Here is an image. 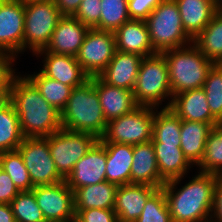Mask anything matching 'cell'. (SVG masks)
<instances>
[{
  "label": "cell",
  "mask_w": 222,
  "mask_h": 222,
  "mask_svg": "<svg viewBox=\"0 0 222 222\" xmlns=\"http://www.w3.org/2000/svg\"><path fill=\"white\" fill-rule=\"evenodd\" d=\"M178 189L183 178L167 181L165 192L172 222H211L218 175L199 171Z\"/></svg>",
  "instance_id": "obj_1"
},
{
  "label": "cell",
  "mask_w": 222,
  "mask_h": 222,
  "mask_svg": "<svg viewBox=\"0 0 222 222\" xmlns=\"http://www.w3.org/2000/svg\"><path fill=\"white\" fill-rule=\"evenodd\" d=\"M11 102L19 117L21 131L27 137H48L62 128L61 112L50 105L25 76L11 81Z\"/></svg>",
  "instance_id": "obj_2"
},
{
  "label": "cell",
  "mask_w": 222,
  "mask_h": 222,
  "mask_svg": "<svg viewBox=\"0 0 222 222\" xmlns=\"http://www.w3.org/2000/svg\"><path fill=\"white\" fill-rule=\"evenodd\" d=\"M61 125L67 130L92 134L97 139L104 135L107 121L94 88V77L72 89L61 111Z\"/></svg>",
  "instance_id": "obj_3"
},
{
  "label": "cell",
  "mask_w": 222,
  "mask_h": 222,
  "mask_svg": "<svg viewBox=\"0 0 222 222\" xmlns=\"http://www.w3.org/2000/svg\"><path fill=\"white\" fill-rule=\"evenodd\" d=\"M161 54L167 63L173 96L186 90L203 88L214 63L193 42Z\"/></svg>",
  "instance_id": "obj_4"
},
{
  "label": "cell",
  "mask_w": 222,
  "mask_h": 222,
  "mask_svg": "<svg viewBox=\"0 0 222 222\" xmlns=\"http://www.w3.org/2000/svg\"><path fill=\"white\" fill-rule=\"evenodd\" d=\"M135 102L140 106L159 109V105L168 100V108L173 100L166 60L161 53L143 57L133 88ZM165 100V101H164ZM163 101V102H162Z\"/></svg>",
  "instance_id": "obj_5"
},
{
  "label": "cell",
  "mask_w": 222,
  "mask_h": 222,
  "mask_svg": "<svg viewBox=\"0 0 222 222\" xmlns=\"http://www.w3.org/2000/svg\"><path fill=\"white\" fill-rule=\"evenodd\" d=\"M152 47L156 53L191 44L184 31L175 0H163L145 20Z\"/></svg>",
  "instance_id": "obj_6"
},
{
  "label": "cell",
  "mask_w": 222,
  "mask_h": 222,
  "mask_svg": "<svg viewBox=\"0 0 222 222\" xmlns=\"http://www.w3.org/2000/svg\"><path fill=\"white\" fill-rule=\"evenodd\" d=\"M24 13L23 51L27 48L35 55L48 46L63 16L54 0H24Z\"/></svg>",
  "instance_id": "obj_7"
},
{
  "label": "cell",
  "mask_w": 222,
  "mask_h": 222,
  "mask_svg": "<svg viewBox=\"0 0 222 222\" xmlns=\"http://www.w3.org/2000/svg\"><path fill=\"white\" fill-rule=\"evenodd\" d=\"M155 109L139 105L130 113L108 121L104 135L98 140L130 145L151 141Z\"/></svg>",
  "instance_id": "obj_8"
},
{
  "label": "cell",
  "mask_w": 222,
  "mask_h": 222,
  "mask_svg": "<svg viewBox=\"0 0 222 222\" xmlns=\"http://www.w3.org/2000/svg\"><path fill=\"white\" fill-rule=\"evenodd\" d=\"M98 139L89 133L61 128L48 136L51 157L58 173L66 179L75 164L86 155Z\"/></svg>",
  "instance_id": "obj_9"
},
{
  "label": "cell",
  "mask_w": 222,
  "mask_h": 222,
  "mask_svg": "<svg viewBox=\"0 0 222 222\" xmlns=\"http://www.w3.org/2000/svg\"><path fill=\"white\" fill-rule=\"evenodd\" d=\"M33 186L53 185L65 179L58 173L50 154L48 137L24 138L17 148Z\"/></svg>",
  "instance_id": "obj_10"
},
{
  "label": "cell",
  "mask_w": 222,
  "mask_h": 222,
  "mask_svg": "<svg viewBox=\"0 0 222 222\" xmlns=\"http://www.w3.org/2000/svg\"><path fill=\"white\" fill-rule=\"evenodd\" d=\"M116 52L115 34L112 31L90 28L76 56L83 71L98 76L109 64Z\"/></svg>",
  "instance_id": "obj_11"
},
{
  "label": "cell",
  "mask_w": 222,
  "mask_h": 222,
  "mask_svg": "<svg viewBox=\"0 0 222 222\" xmlns=\"http://www.w3.org/2000/svg\"><path fill=\"white\" fill-rule=\"evenodd\" d=\"M31 190L45 220L75 221L74 193L65 180L53 185L35 186Z\"/></svg>",
  "instance_id": "obj_12"
},
{
  "label": "cell",
  "mask_w": 222,
  "mask_h": 222,
  "mask_svg": "<svg viewBox=\"0 0 222 222\" xmlns=\"http://www.w3.org/2000/svg\"><path fill=\"white\" fill-rule=\"evenodd\" d=\"M24 0H0V52H23Z\"/></svg>",
  "instance_id": "obj_13"
},
{
  "label": "cell",
  "mask_w": 222,
  "mask_h": 222,
  "mask_svg": "<svg viewBox=\"0 0 222 222\" xmlns=\"http://www.w3.org/2000/svg\"><path fill=\"white\" fill-rule=\"evenodd\" d=\"M106 149L97 140L74 166L65 179L67 185L74 191L83 186L94 185L106 181Z\"/></svg>",
  "instance_id": "obj_14"
},
{
  "label": "cell",
  "mask_w": 222,
  "mask_h": 222,
  "mask_svg": "<svg viewBox=\"0 0 222 222\" xmlns=\"http://www.w3.org/2000/svg\"><path fill=\"white\" fill-rule=\"evenodd\" d=\"M37 55L44 57L43 67L39 71L49 78L72 88L82 85L89 79L74 56L55 54L45 49L37 52L35 56Z\"/></svg>",
  "instance_id": "obj_15"
},
{
  "label": "cell",
  "mask_w": 222,
  "mask_h": 222,
  "mask_svg": "<svg viewBox=\"0 0 222 222\" xmlns=\"http://www.w3.org/2000/svg\"><path fill=\"white\" fill-rule=\"evenodd\" d=\"M160 188L145 184L117 186L114 211L118 222H135L147 200Z\"/></svg>",
  "instance_id": "obj_16"
},
{
  "label": "cell",
  "mask_w": 222,
  "mask_h": 222,
  "mask_svg": "<svg viewBox=\"0 0 222 222\" xmlns=\"http://www.w3.org/2000/svg\"><path fill=\"white\" fill-rule=\"evenodd\" d=\"M90 28L71 16H63L45 48L47 52L76 57Z\"/></svg>",
  "instance_id": "obj_17"
},
{
  "label": "cell",
  "mask_w": 222,
  "mask_h": 222,
  "mask_svg": "<svg viewBox=\"0 0 222 222\" xmlns=\"http://www.w3.org/2000/svg\"><path fill=\"white\" fill-rule=\"evenodd\" d=\"M181 120L218 125L219 121L211 114L203 88L190 89L173 96L169 107Z\"/></svg>",
  "instance_id": "obj_18"
},
{
  "label": "cell",
  "mask_w": 222,
  "mask_h": 222,
  "mask_svg": "<svg viewBox=\"0 0 222 222\" xmlns=\"http://www.w3.org/2000/svg\"><path fill=\"white\" fill-rule=\"evenodd\" d=\"M142 56L116 50L106 68L98 75L105 83L133 90Z\"/></svg>",
  "instance_id": "obj_19"
},
{
  "label": "cell",
  "mask_w": 222,
  "mask_h": 222,
  "mask_svg": "<svg viewBox=\"0 0 222 222\" xmlns=\"http://www.w3.org/2000/svg\"><path fill=\"white\" fill-rule=\"evenodd\" d=\"M94 88L107 122L130 113L139 106L135 102L133 91L109 85L99 76H94Z\"/></svg>",
  "instance_id": "obj_20"
},
{
  "label": "cell",
  "mask_w": 222,
  "mask_h": 222,
  "mask_svg": "<svg viewBox=\"0 0 222 222\" xmlns=\"http://www.w3.org/2000/svg\"><path fill=\"white\" fill-rule=\"evenodd\" d=\"M165 183L160 176L152 141L133 145L130 184H145L161 188Z\"/></svg>",
  "instance_id": "obj_21"
},
{
  "label": "cell",
  "mask_w": 222,
  "mask_h": 222,
  "mask_svg": "<svg viewBox=\"0 0 222 222\" xmlns=\"http://www.w3.org/2000/svg\"><path fill=\"white\" fill-rule=\"evenodd\" d=\"M116 50L147 57L156 54L143 20H129L115 32Z\"/></svg>",
  "instance_id": "obj_22"
},
{
  "label": "cell",
  "mask_w": 222,
  "mask_h": 222,
  "mask_svg": "<svg viewBox=\"0 0 222 222\" xmlns=\"http://www.w3.org/2000/svg\"><path fill=\"white\" fill-rule=\"evenodd\" d=\"M186 34L193 40L218 11L213 0H175Z\"/></svg>",
  "instance_id": "obj_23"
},
{
  "label": "cell",
  "mask_w": 222,
  "mask_h": 222,
  "mask_svg": "<svg viewBox=\"0 0 222 222\" xmlns=\"http://www.w3.org/2000/svg\"><path fill=\"white\" fill-rule=\"evenodd\" d=\"M106 149V181L117 186L130 184L133 145L102 143Z\"/></svg>",
  "instance_id": "obj_24"
},
{
  "label": "cell",
  "mask_w": 222,
  "mask_h": 222,
  "mask_svg": "<svg viewBox=\"0 0 222 222\" xmlns=\"http://www.w3.org/2000/svg\"><path fill=\"white\" fill-rule=\"evenodd\" d=\"M212 129L213 126L208 123L181 121L180 148L193 166H198L203 159L206 140Z\"/></svg>",
  "instance_id": "obj_25"
},
{
  "label": "cell",
  "mask_w": 222,
  "mask_h": 222,
  "mask_svg": "<svg viewBox=\"0 0 222 222\" xmlns=\"http://www.w3.org/2000/svg\"><path fill=\"white\" fill-rule=\"evenodd\" d=\"M116 192L117 185L108 181L77 188L73 191L75 210L114 209Z\"/></svg>",
  "instance_id": "obj_26"
},
{
  "label": "cell",
  "mask_w": 222,
  "mask_h": 222,
  "mask_svg": "<svg viewBox=\"0 0 222 222\" xmlns=\"http://www.w3.org/2000/svg\"><path fill=\"white\" fill-rule=\"evenodd\" d=\"M152 144L155 149L160 176L165 182L183 178L193 166L180 147L162 143Z\"/></svg>",
  "instance_id": "obj_27"
},
{
  "label": "cell",
  "mask_w": 222,
  "mask_h": 222,
  "mask_svg": "<svg viewBox=\"0 0 222 222\" xmlns=\"http://www.w3.org/2000/svg\"><path fill=\"white\" fill-rule=\"evenodd\" d=\"M197 48L214 64L222 60V10H218L207 26L193 39Z\"/></svg>",
  "instance_id": "obj_28"
},
{
  "label": "cell",
  "mask_w": 222,
  "mask_h": 222,
  "mask_svg": "<svg viewBox=\"0 0 222 222\" xmlns=\"http://www.w3.org/2000/svg\"><path fill=\"white\" fill-rule=\"evenodd\" d=\"M181 119L168 107L155 110L152 143L181 145Z\"/></svg>",
  "instance_id": "obj_29"
},
{
  "label": "cell",
  "mask_w": 222,
  "mask_h": 222,
  "mask_svg": "<svg viewBox=\"0 0 222 222\" xmlns=\"http://www.w3.org/2000/svg\"><path fill=\"white\" fill-rule=\"evenodd\" d=\"M40 91L43 98L58 111H62L69 100L72 87L43 75L40 71L25 75Z\"/></svg>",
  "instance_id": "obj_30"
},
{
  "label": "cell",
  "mask_w": 222,
  "mask_h": 222,
  "mask_svg": "<svg viewBox=\"0 0 222 222\" xmlns=\"http://www.w3.org/2000/svg\"><path fill=\"white\" fill-rule=\"evenodd\" d=\"M24 138L16 109L10 102L0 110V153L17 150Z\"/></svg>",
  "instance_id": "obj_31"
},
{
  "label": "cell",
  "mask_w": 222,
  "mask_h": 222,
  "mask_svg": "<svg viewBox=\"0 0 222 222\" xmlns=\"http://www.w3.org/2000/svg\"><path fill=\"white\" fill-rule=\"evenodd\" d=\"M201 172L222 175V125L213 126L209 132L203 159L197 166Z\"/></svg>",
  "instance_id": "obj_32"
},
{
  "label": "cell",
  "mask_w": 222,
  "mask_h": 222,
  "mask_svg": "<svg viewBox=\"0 0 222 222\" xmlns=\"http://www.w3.org/2000/svg\"><path fill=\"white\" fill-rule=\"evenodd\" d=\"M129 20L128 0H101L100 21L94 28L115 32Z\"/></svg>",
  "instance_id": "obj_33"
},
{
  "label": "cell",
  "mask_w": 222,
  "mask_h": 222,
  "mask_svg": "<svg viewBox=\"0 0 222 222\" xmlns=\"http://www.w3.org/2000/svg\"><path fill=\"white\" fill-rule=\"evenodd\" d=\"M0 168L11 177L19 191H30L34 187L18 150L0 153Z\"/></svg>",
  "instance_id": "obj_34"
},
{
  "label": "cell",
  "mask_w": 222,
  "mask_h": 222,
  "mask_svg": "<svg viewBox=\"0 0 222 222\" xmlns=\"http://www.w3.org/2000/svg\"><path fill=\"white\" fill-rule=\"evenodd\" d=\"M10 206L16 222H42L45 220L32 190L20 191Z\"/></svg>",
  "instance_id": "obj_35"
},
{
  "label": "cell",
  "mask_w": 222,
  "mask_h": 222,
  "mask_svg": "<svg viewBox=\"0 0 222 222\" xmlns=\"http://www.w3.org/2000/svg\"><path fill=\"white\" fill-rule=\"evenodd\" d=\"M203 89L211 114L220 121L222 119V67L219 64H213L208 71Z\"/></svg>",
  "instance_id": "obj_36"
},
{
  "label": "cell",
  "mask_w": 222,
  "mask_h": 222,
  "mask_svg": "<svg viewBox=\"0 0 222 222\" xmlns=\"http://www.w3.org/2000/svg\"><path fill=\"white\" fill-rule=\"evenodd\" d=\"M135 222H172L162 188L147 200L140 217Z\"/></svg>",
  "instance_id": "obj_37"
},
{
  "label": "cell",
  "mask_w": 222,
  "mask_h": 222,
  "mask_svg": "<svg viewBox=\"0 0 222 222\" xmlns=\"http://www.w3.org/2000/svg\"><path fill=\"white\" fill-rule=\"evenodd\" d=\"M101 0H82L73 16L89 28H94L100 21Z\"/></svg>",
  "instance_id": "obj_38"
},
{
  "label": "cell",
  "mask_w": 222,
  "mask_h": 222,
  "mask_svg": "<svg viewBox=\"0 0 222 222\" xmlns=\"http://www.w3.org/2000/svg\"><path fill=\"white\" fill-rule=\"evenodd\" d=\"M75 222H118L113 209L75 210Z\"/></svg>",
  "instance_id": "obj_39"
},
{
  "label": "cell",
  "mask_w": 222,
  "mask_h": 222,
  "mask_svg": "<svg viewBox=\"0 0 222 222\" xmlns=\"http://www.w3.org/2000/svg\"><path fill=\"white\" fill-rule=\"evenodd\" d=\"M163 0H128V13L131 20L145 21L149 14Z\"/></svg>",
  "instance_id": "obj_40"
},
{
  "label": "cell",
  "mask_w": 222,
  "mask_h": 222,
  "mask_svg": "<svg viewBox=\"0 0 222 222\" xmlns=\"http://www.w3.org/2000/svg\"><path fill=\"white\" fill-rule=\"evenodd\" d=\"M16 58L9 53L0 52V91L4 89H11V81L16 75L15 68L12 66Z\"/></svg>",
  "instance_id": "obj_41"
},
{
  "label": "cell",
  "mask_w": 222,
  "mask_h": 222,
  "mask_svg": "<svg viewBox=\"0 0 222 222\" xmlns=\"http://www.w3.org/2000/svg\"><path fill=\"white\" fill-rule=\"evenodd\" d=\"M19 192L11 177L0 168V204H10Z\"/></svg>",
  "instance_id": "obj_42"
},
{
  "label": "cell",
  "mask_w": 222,
  "mask_h": 222,
  "mask_svg": "<svg viewBox=\"0 0 222 222\" xmlns=\"http://www.w3.org/2000/svg\"><path fill=\"white\" fill-rule=\"evenodd\" d=\"M211 222H222V175H218L215 185Z\"/></svg>",
  "instance_id": "obj_43"
},
{
  "label": "cell",
  "mask_w": 222,
  "mask_h": 222,
  "mask_svg": "<svg viewBox=\"0 0 222 222\" xmlns=\"http://www.w3.org/2000/svg\"><path fill=\"white\" fill-rule=\"evenodd\" d=\"M57 9L60 11L62 16L73 17L82 0H54Z\"/></svg>",
  "instance_id": "obj_44"
},
{
  "label": "cell",
  "mask_w": 222,
  "mask_h": 222,
  "mask_svg": "<svg viewBox=\"0 0 222 222\" xmlns=\"http://www.w3.org/2000/svg\"><path fill=\"white\" fill-rule=\"evenodd\" d=\"M0 222H16L10 204H0Z\"/></svg>",
  "instance_id": "obj_45"
},
{
  "label": "cell",
  "mask_w": 222,
  "mask_h": 222,
  "mask_svg": "<svg viewBox=\"0 0 222 222\" xmlns=\"http://www.w3.org/2000/svg\"><path fill=\"white\" fill-rule=\"evenodd\" d=\"M11 102V89L0 91V110L4 109Z\"/></svg>",
  "instance_id": "obj_46"
},
{
  "label": "cell",
  "mask_w": 222,
  "mask_h": 222,
  "mask_svg": "<svg viewBox=\"0 0 222 222\" xmlns=\"http://www.w3.org/2000/svg\"><path fill=\"white\" fill-rule=\"evenodd\" d=\"M217 10H222V0H213Z\"/></svg>",
  "instance_id": "obj_47"
},
{
  "label": "cell",
  "mask_w": 222,
  "mask_h": 222,
  "mask_svg": "<svg viewBox=\"0 0 222 222\" xmlns=\"http://www.w3.org/2000/svg\"><path fill=\"white\" fill-rule=\"evenodd\" d=\"M218 64L222 67V60Z\"/></svg>",
  "instance_id": "obj_48"
}]
</instances>
